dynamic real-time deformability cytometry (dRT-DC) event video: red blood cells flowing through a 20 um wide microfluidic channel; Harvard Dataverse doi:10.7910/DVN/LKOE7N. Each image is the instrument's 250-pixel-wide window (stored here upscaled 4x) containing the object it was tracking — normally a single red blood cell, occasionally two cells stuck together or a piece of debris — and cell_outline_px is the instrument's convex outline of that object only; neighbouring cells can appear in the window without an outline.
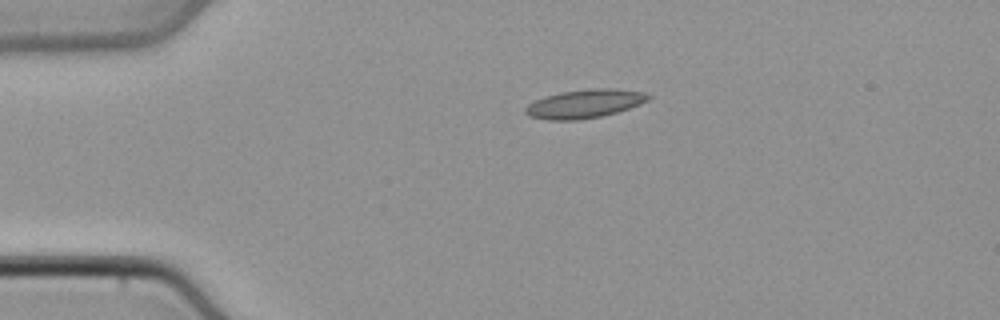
{"species": "common noctule bat (a hibernating species)", "species_latin": "Nyctalus noctula", "temperature_condition": "cold", "stored_images_in_passage": 39, "camera_frame_rate_fps": 3000, "um_per_image_px": 0.085, "animal": {"sex": "male", "body_mass_g": 21.5, "forearm_length_mm": 52.0}, "frame": {"image": 1, "passage_image": 1, "time_ms": 0.0, "image_size_px": [1000, 320], "cell_outline_px": [[652, 96], [648, 100], [640, 104], [616, 112], [600, 116], [580, 120], [548, 120], [528, 116], [524, 112], [524, 108], [528, 104], [536, 100], [560, 92], [588, 88], [616, 88], [644, 92]], "centroid_in_image_um": [49.69, 8.81], "position_along_channel_um": 35.3, "area_um2": 20.52}}
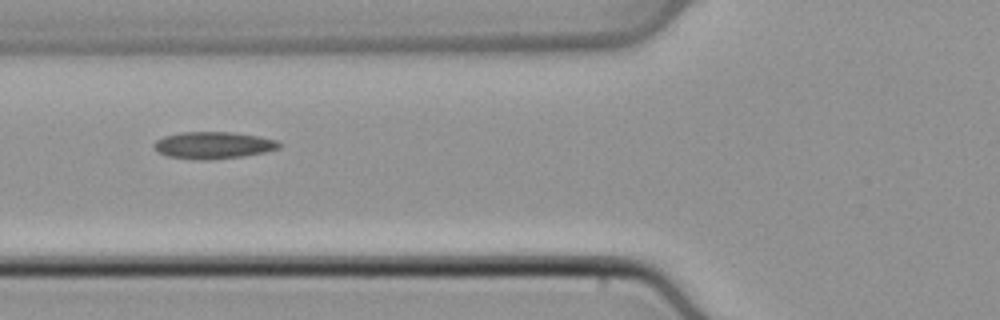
{"frame": {"image": 2, "passage_image": 9, "time_ms": 2.667, "image_size_px": [1000, 320], "cell_outline_px": [[280, 148], [264, 152], [244, 156], [208, 160], [204, 160], [168, 156], [156, 152], [152, 144], [156, 140], [164, 136], [180, 132], [232, 132], [260, 136], [276, 140], [280, 144]], "centroid_in_image_um": [18.1, 12.34], "position_along_channel_um": 107.7, "area_um2": 19.71}}
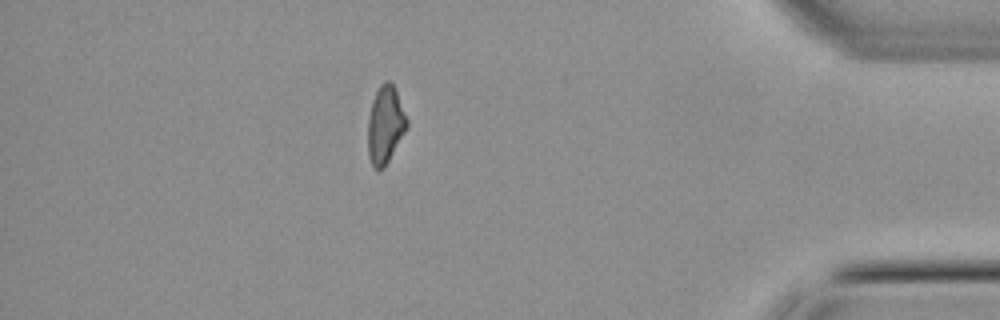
{"frame": {"image": 3, "passage_image": 33, "time_ms": 10.667, "image_size_px": [1000, 320], "cell_outline_px": [[408, 128], [384, 168], [372, 168], [368, 156], [368, 116], [372, 100], [380, 84], [384, 80], [388, 80], [396, 88], [408, 120]], "centroid_in_image_um": [32.75, 10.59], "position_along_channel_um": 402.4, "area_um2": 17.92}}